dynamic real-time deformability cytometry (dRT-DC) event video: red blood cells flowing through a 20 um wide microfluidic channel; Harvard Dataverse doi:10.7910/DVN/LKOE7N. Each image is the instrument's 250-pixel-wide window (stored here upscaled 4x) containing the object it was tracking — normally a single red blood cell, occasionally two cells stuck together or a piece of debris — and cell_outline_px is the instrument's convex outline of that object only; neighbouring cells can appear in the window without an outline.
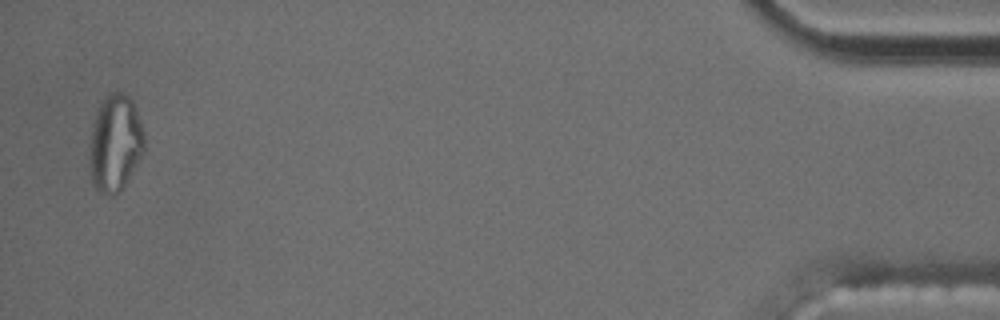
{"species": "common noctule bat (a hibernating species)", "species_latin": "Nyctalus noctula", "temperature_condition": "cold", "stored_images_in_passage": 15, "segment_of_instrument_passage": [2, 2], "camera_frame_rate_fps": 3000, "um_per_image_px": 0.085, "animal": {"sex": "male", "body_mass_g": 17.5, "forearm_length_mm": 52.3}, "frame": {"image": 1, "passage_image": 15, "time_ms": 18.667, "image_size_px": [1000, 320], "cell_outline_px": [[144, 152], [124, 188], [120, 192], [112, 196], [108, 196], [96, 192], [92, 184], [88, 164], [88, 156], [92, 124], [96, 108], [104, 96], [112, 92], [124, 92], [132, 100], [140, 120], [144, 132]], "centroid_in_image_um": [9.75, 12.21], "position_along_channel_um": 425.4, "area_um2": 31.96}}